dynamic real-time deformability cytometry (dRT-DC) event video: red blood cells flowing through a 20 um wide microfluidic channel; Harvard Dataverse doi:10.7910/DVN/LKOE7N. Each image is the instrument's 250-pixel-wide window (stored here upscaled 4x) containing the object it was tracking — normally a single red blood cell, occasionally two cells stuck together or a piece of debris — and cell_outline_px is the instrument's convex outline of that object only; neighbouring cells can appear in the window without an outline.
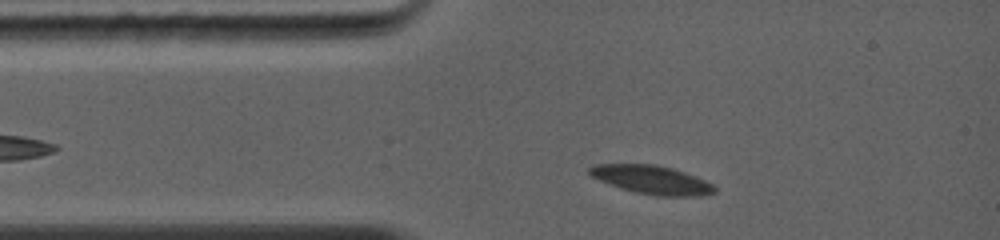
{"species": "common noctule bat (a hibernating species)", "species_latin": "Nyctalus noctula", "temperature_condition": "warm", "stored_images_in_passage": 8, "camera_frame_rate_fps": 5000, "um_per_image_px": 0.085, "animal": {"sex": "female", "body_mass_g": 19.0, "forearm_length_mm": 56.7}, "frame": {"image": 1, "passage_image": 2, "time_ms": 1.0, "image_size_px": [1000, 240], "cell_outline_px": [[716, 192], [700, 196], [656, 196], [636, 192], [620, 188], [608, 184], [592, 176], [588, 172], [588, 168], [592, 164], [656, 164], [672, 168], [684, 172], [704, 180], [712, 184], [716, 188]], "centroid_in_image_um": [55.38, 15.28], "position_along_channel_um": 29.6, "area_um2": 20.81}}
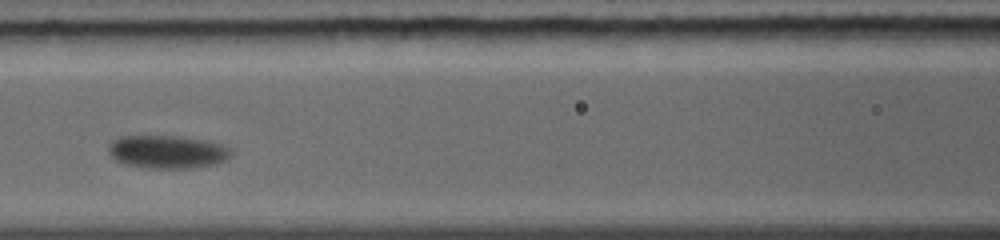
{"frame": {"image": 2, "passage_image": 5, "time_ms": 4.4, "image_size_px": [1000, 240], "cell_outline_px": [[232, 156], [216, 164], [192, 168], [148, 168], [124, 164], [116, 160], [108, 152], [108, 144], [112, 140], [120, 136], [180, 136], [220, 144], [228, 148], [232, 152]], "centroid_in_image_um": [14.18, 12.91], "position_along_channel_um": 152.4, "area_um2": 23.58}}
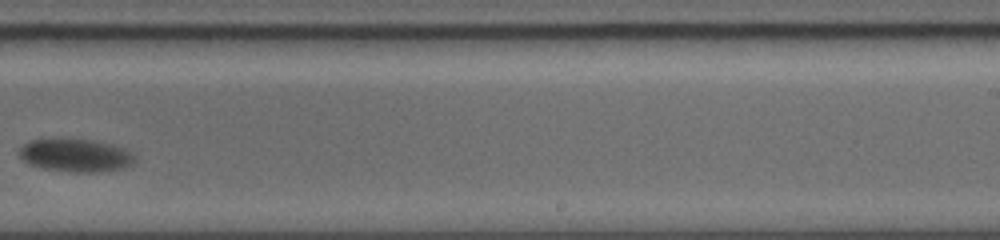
{"frame": {"image": 3, "passage_image": 8, "time_ms": 7.6, "image_size_px": [1000, 240], "cell_outline_px": [[136, 160], [132, 164], [124, 168], [96, 172], [72, 172], [44, 168], [28, 164], [20, 156], [20, 148], [24, 144], [32, 140], [92, 140], [112, 144], [128, 148], [132, 152]], "centroid_in_image_um": [6.5, 13.22], "position_along_channel_um": 282.5, "area_um2": 21.96}}